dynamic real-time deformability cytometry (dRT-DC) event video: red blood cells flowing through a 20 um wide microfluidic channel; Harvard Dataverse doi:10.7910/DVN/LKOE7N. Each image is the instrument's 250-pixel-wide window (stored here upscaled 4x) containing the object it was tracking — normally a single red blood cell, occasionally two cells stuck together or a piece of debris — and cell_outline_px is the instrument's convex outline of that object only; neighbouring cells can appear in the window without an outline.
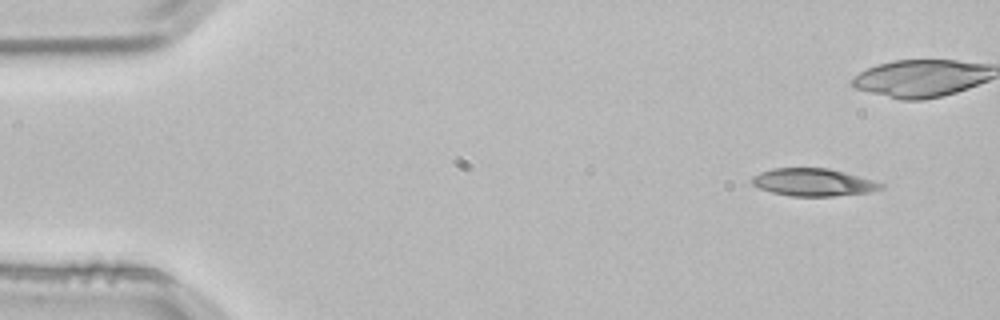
{"species": "common noctule bat (a hibernating species)", "species_latin": "Nyctalus noctula", "temperature_condition": "room temperature", "stored_images_in_passage": 3, "camera_frame_rate_fps": 3000, "um_per_image_px": 0.085, "animal": {"sex": "male", "body_mass_g": 21.5, "forearm_length_mm": 52.0}, "frame": {"image": 1, "passage_image": 1, "time_ms": 0.0, "image_size_px": [1000, 320], "cell_outline_px": [[884, 188], [868, 192], [832, 196], [792, 196], [772, 192], [760, 188], [752, 184], [752, 176], [760, 172], [772, 168], [828, 168], [844, 172], [872, 180], [884, 184]], "centroid_in_image_um": [69.11, 15.49], "position_along_channel_um": 15.9, "area_um2": 20.52}}